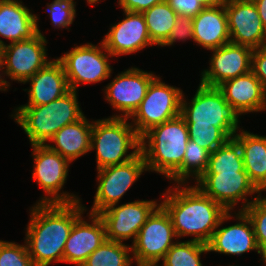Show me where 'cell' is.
I'll list each match as a JSON object with an SVG mask.
<instances>
[{
	"label": "cell",
	"mask_w": 266,
	"mask_h": 266,
	"mask_svg": "<svg viewBox=\"0 0 266 266\" xmlns=\"http://www.w3.org/2000/svg\"><path fill=\"white\" fill-rule=\"evenodd\" d=\"M85 206L75 203H36L31 208L25 243L35 266L63 262L65 244Z\"/></svg>",
	"instance_id": "obj_1"
},
{
	"label": "cell",
	"mask_w": 266,
	"mask_h": 266,
	"mask_svg": "<svg viewBox=\"0 0 266 266\" xmlns=\"http://www.w3.org/2000/svg\"><path fill=\"white\" fill-rule=\"evenodd\" d=\"M185 185L168 188L160 204L170 215L177 239L194 236L191 240L207 244L228 211L196 185Z\"/></svg>",
	"instance_id": "obj_2"
},
{
	"label": "cell",
	"mask_w": 266,
	"mask_h": 266,
	"mask_svg": "<svg viewBox=\"0 0 266 266\" xmlns=\"http://www.w3.org/2000/svg\"><path fill=\"white\" fill-rule=\"evenodd\" d=\"M189 140L188 127L181 115L152 127L141 137L147 171L169 179L182 166Z\"/></svg>",
	"instance_id": "obj_3"
},
{
	"label": "cell",
	"mask_w": 266,
	"mask_h": 266,
	"mask_svg": "<svg viewBox=\"0 0 266 266\" xmlns=\"http://www.w3.org/2000/svg\"><path fill=\"white\" fill-rule=\"evenodd\" d=\"M11 115L29 138L32 145H46L62 127L81 119L77 91L69 90L62 97L39 106L16 107Z\"/></svg>",
	"instance_id": "obj_4"
},
{
	"label": "cell",
	"mask_w": 266,
	"mask_h": 266,
	"mask_svg": "<svg viewBox=\"0 0 266 266\" xmlns=\"http://www.w3.org/2000/svg\"><path fill=\"white\" fill-rule=\"evenodd\" d=\"M129 118H105L93 121L91 150H96L97 170L125 163L141 153V137ZM133 149L128 153V150Z\"/></svg>",
	"instance_id": "obj_5"
},
{
	"label": "cell",
	"mask_w": 266,
	"mask_h": 266,
	"mask_svg": "<svg viewBox=\"0 0 266 266\" xmlns=\"http://www.w3.org/2000/svg\"><path fill=\"white\" fill-rule=\"evenodd\" d=\"M183 93L181 116L187 125H213L219 127L230 139L238 132V115L231 109L217 87L199 84L191 102Z\"/></svg>",
	"instance_id": "obj_6"
},
{
	"label": "cell",
	"mask_w": 266,
	"mask_h": 266,
	"mask_svg": "<svg viewBox=\"0 0 266 266\" xmlns=\"http://www.w3.org/2000/svg\"><path fill=\"white\" fill-rule=\"evenodd\" d=\"M182 95L180 88L169 86L156 76L139 107L129 118L137 134L142 137L152 127L179 116Z\"/></svg>",
	"instance_id": "obj_7"
},
{
	"label": "cell",
	"mask_w": 266,
	"mask_h": 266,
	"mask_svg": "<svg viewBox=\"0 0 266 266\" xmlns=\"http://www.w3.org/2000/svg\"><path fill=\"white\" fill-rule=\"evenodd\" d=\"M99 44L101 45L87 43L75 46L57 58L63 65L69 89L77 91L80 84L101 82L111 76L113 69L108 59L112 55L102 41Z\"/></svg>",
	"instance_id": "obj_8"
},
{
	"label": "cell",
	"mask_w": 266,
	"mask_h": 266,
	"mask_svg": "<svg viewBox=\"0 0 266 266\" xmlns=\"http://www.w3.org/2000/svg\"><path fill=\"white\" fill-rule=\"evenodd\" d=\"M177 238L170 215L159 204L148 216L131 245L136 264H158Z\"/></svg>",
	"instance_id": "obj_9"
},
{
	"label": "cell",
	"mask_w": 266,
	"mask_h": 266,
	"mask_svg": "<svg viewBox=\"0 0 266 266\" xmlns=\"http://www.w3.org/2000/svg\"><path fill=\"white\" fill-rule=\"evenodd\" d=\"M32 148L35 164L33 165L32 178L47 194L44 197L41 196L37 203H75L80 201L81 199L74 194L60 192L67 180L71 162L51 150L47 145H32Z\"/></svg>",
	"instance_id": "obj_10"
},
{
	"label": "cell",
	"mask_w": 266,
	"mask_h": 266,
	"mask_svg": "<svg viewBox=\"0 0 266 266\" xmlns=\"http://www.w3.org/2000/svg\"><path fill=\"white\" fill-rule=\"evenodd\" d=\"M98 187L93 206L89 213L98 214L108 207L118 204L122 196L136 180L147 171L142 153L122 164L98 169Z\"/></svg>",
	"instance_id": "obj_11"
},
{
	"label": "cell",
	"mask_w": 266,
	"mask_h": 266,
	"mask_svg": "<svg viewBox=\"0 0 266 266\" xmlns=\"http://www.w3.org/2000/svg\"><path fill=\"white\" fill-rule=\"evenodd\" d=\"M47 40L38 28L32 39L12 42L1 47L3 73L12 81L24 83L51 60L47 59Z\"/></svg>",
	"instance_id": "obj_12"
},
{
	"label": "cell",
	"mask_w": 266,
	"mask_h": 266,
	"mask_svg": "<svg viewBox=\"0 0 266 266\" xmlns=\"http://www.w3.org/2000/svg\"><path fill=\"white\" fill-rule=\"evenodd\" d=\"M195 184L206 196L212 198L221 204L227 211H231L240 200H243L240 211L248 207L252 201H249L247 195L254 193L260 194V191L250 181L247 172H219V174H203Z\"/></svg>",
	"instance_id": "obj_13"
},
{
	"label": "cell",
	"mask_w": 266,
	"mask_h": 266,
	"mask_svg": "<svg viewBox=\"0 0 266 266\" xmlns=\"http://www.w3.org/2000/svg\"><path fill=\"white\" fill-rule=\"evenodd\" d=\"M158 205L154 200H135L119 206L114 204L98 213L105 226L106 239L123 243L132 238L133 244L148 216Z\"/></svg>",
	"instance_id": "obj_14"
},
{
	"label": "cell",
	"mask_w": 266,
	"mask_h": 266,
	"mask_svg": "<svg viewBox=\"0 0 266 266\" xmlns=\"http://www.w3.org/2000/svg\"><path fill=\"white\" fill-rule=\"evenodd\" d=\"M156 77L152 72L131 67L121 72L104 89L105 99L122 112L111 118H130L144 99L148 86Z\"/></svg>",
	"instance_id": "obj_15"
},
{
	"label": "cell",
	"mask_w": 266,
	"mask_h": 266,
	"mask_svg": "<svg viewBox=\"0 0 266 266\" xmlns=\"http://www.w3.org/2000/svg\"><path fill=\"white\" fill-rule=\"evenodd\" d=\"M211 51L210 67L201 72L200 84L218 87L251 71L253 49L229 42Z\"/></svg>",
	"instance_id": "obj_16"
},
{
	"label": "cell",
	"mask_w": 266,
	"mask_h": 266,
	"mask_svg": "<svg viewBox=\"0 0 266 266\" xmlns=\"http://www.w3.org/2000/svg\"><path fill=\"white\" fill-rule=\"evenodd\" d=\"M230 42L258 49L266 46V29L254 3L225 0Z\"/></svg>",
	"instance_id": "obj_17"
},
{
	"label": "cell",
	"mask_w": 266,
	"mask_h": 266,
	"mask_svg": "<svg viewBox=\"0 0 266 266\" xmlns=\"http://www.w3.org/2000/svg\"><path fill=\"white\" fill-rule=\"evenodd\" d=\"M125 18L111 26L102 43L114 57L135 53L147 46L155 45L148 34L142 13L123 11Z\"/></svg>",
	"instance_id": "obj_18"
},
{
	"label": "cell",
	"mask_w": 266,
	"mask_h": 266,
	"mask_svg": "<svg viewBox=\"0 0 266 266\" xmlns=\"http://www.w3.org/2000/svg\"><path fill=\"white\" fill-rule=\"evenodd\" d=\"M236 219L239 221L234 225L219 229L228 219L232 218L229 211L221 218L218 227L207 243L208 252H217L228 255H242L248 251L255 250L260 255L256 242L252 223L243 211H237Z\"/></svg>",
	"instance_id": "obj_19"
},
{
	"label": "cell",
	"mask_w": 266,
	"mask_h": 266,
	"mask_svg": "<svg viewBox=\"0 0 266 266\" xmlns=\"http://www.w3.org/2000/svg\"><path fill=\"white\" fill-rule=\"evenodd\" d=\"M91 224L82 218L75 220L65 244L63 262L81 266L106 239L105 226L98 214L90 213Z\"/></svg>",
	"instance_id": "obj_20"
},
{
	"label": "cell",
	"mask_w": 266,
	"mask_h": 266,
	"mask_svg": "<svg viewBox=\"0 0 266 266\" xmlns=\"http://www.w3.org/2000/svg\"><path fill=\"white\" fill-rule=\"evenodd\" d=\"M217 88L238 117L266 110V91L252 71L227 80Z\"/></svg>",
	"instance_id": "obj_21"
},
{
	"label": "cell",
	"mask_w": 266,
	"mask_h": 266,
	"mask_svg": "<svg viewBox=\"0 0 266 266\" xmlns=\"http://www.w3.org/2000/svg\"><path fill=\"white\" fill-rule=\"evenodd\" d=\"M27 82H30L31 86L29 90L24 91H28L29 102L21 106L46 105L70 90L63 65L57 58L51 60L23 84Z\"/></svg>",
	"instance_id": "obj_22"
},
{
	"label": "cell",
	"mask_w": 266,
	"mask_h": 266,
	"mask_svg": "<svg viewBox=\"0 0 266 266\" xmlns=\"http://www.w3.org/2000/svg\"><path fill=\"white\" fill-rule=\"evenodd\" d=\"M20 0H2L0 3V36L10 42L32 39L38 34V16L32 14ZM6 43L0 39V47Z\"/></svg>",
	"instance_id": "obj_23"
},
{
	"label": "cell",
	"mask_w": 266,
	"mask_h": 266,
	"mask_svg": "<svg viewBox=\"0 0 266 266\" xmlns=\"http://www.w3.org/2000/svg\"><path fill=\"white\" fill-rule=\"evenodd\" d=\"M193 41L212 50L230 42L224 2L205 7L193 18Z\"/></svg>",
	"instance_id": "obj_24"
},
{
	"label": "cell",
	"mask_w": 266,
	"mask_h": 266,
	"mask_svg": "<svg viewBox=\"0 0 266 266\" xmlns=\"http://www.w3.org/2000/svg\"><path fill=\"white\" fill-rule=\"evenodd\" d=\"M93 121L90 123L85 116L74 123L62 127L46 144L51 150L59 153L70 162L91 151V134Z\"/></svg>",
	"instance_id": "obj_25"
},
{
	"label": "cell",
	"mask_w": 266,
	"mask_h": 266,
	"mask_svg": "<svg viewBox=\"0 0 266 266\" xmlns=\"http://www.w3.org/2000/svg\"><path fill=\"white\" fill-rule=\"evenodd\" d=\"M239 132L233 136V139L241 148L244 169L250 181L260 191L266 184V136L243 129Z\"/></svg>",
	"instance_id": "obj_26"
},
{
	"label": "cell",
	"mask_w": 266,
	"mask_h": 266,
	"mask_svg": "<svg viewBox=\"0 0 266 266\" xmlns=\"http://www.w3.org/2000/svg\"><path fill=\"white\" fill-rule=\"evenodd\" d=\"M151 41L161 46L169 37L178 14L166 1L155 4L142 12Z\"/></svg>",
	"instance_id": "obj_27"
},
{
	"label": "cell",
	"mask_w": 266,
	"mask_h": 266,
	"mask_svg": "<svg viewBox=\"0 0 266 266\" xmlns=\"http://www.w3.org/2000/svg\"><path fill=\"white\" fill-rule=\"evenodd\" d=\"M219 172H246L239 144L232 138L209 155L204 174Z\"/></svg>",
	"instance_id": "obj_28"
},
{
	"label": "cell",
	"mask_w": 266,
	"mask_h": 266,
	"mask_svg": "<svg viewBox=\"0 0 266 266\" xmlns=\"http://www.w3.org/2000/svg\"><path fill=\"white\" fill-rule=\"evenodd\" d=\"M210 153L191 139L188 141L182 166L169 178L176 184H186L193 177L198 180L206 171ZM186 181V182H185Z\"/></svg>",
	"instance_id": "obj_29"
},
{
	"label": "cell",
	"mask_w": 266,
	"mask_h": 266,
	"mask_svg": "<svg viewBox=\"0 0 266 266\" xmlns=\"http://www.w3.org/2000/svg\"><path fill=\"white\" fill-rule=\"evenodd\" d=\"M131 245L106 240L81 266H131L134 262Z\"/></svg>",
	"instance_id": "obj_30"
},
{
	"label": "cell",
	"mask_w": 266,
	"mask_h": 266,
	"mask_svg": "<svg viewBox=\"0 0 266 266\" xmlns=\"http://www.w3.org/2000/svg\"><path fill=\"white\" fill-rule=\"evenodd\" d=\"M206 252L208 247L205 243L194 240L176 241L163 257L162 266H203L200 257Z\"/></svg>",
	"instance_id": "obj_31"
},
{
	"label": "cell",
	"mask_w": 266,
	"mask_h": 266,
	"mask_svg": "<svg viewBox=\"0 0 266 266\" xmlns=\"http://www.w3.org/2000/svg\"><path fill=\"white\" fill-rule=\"evenodd\" d=\"M250 219L258 249L266 265V199L260 194L253 202L242 210Z\"/></svg>",
	"instance_id": "obj_32"
},
{
	"label": "cell",
	"mask_w": 266,
	"mask_h": 266,
	"mask_svg": "<svg viewBox=\"0 0 266 266\" xmlns=\"http://www.w3.org/2000/svg\"><path fill=\"white\" fill-rule=\"evenodd\" d=\"M189 138L209 153L224 145L230 138L213 125H187Z\"/></svg>",
	"instance_id": "obj_33"
},
{
	"label": "cell",
	"mask_w": 266,
	"mask_h": 266,
	"mask_svg": "<svg viewBox=\"0 0 266 266\" xmlns=\"http://www.w3.org/2000/svg\"><path fill=\"white\" fill-rule=\"evenodd\" d=\"M0 266H35L24 245L0 240Z\"/></svg>",
	"instance_id": "obj_34"
},
{
	"label": "cell",
	"mask_w": 266,
	"mask_h": 266,
	"mask_svg": "<svg viewBox=\"0 0 266 266\" xmlns=\"http://www.w3.org/2000/svg\"><path fill=\"white\" fill-rule=\"evenodd\" d=\"M73 0H53L47 4L51 23L55 28H68L74 21L76 9Z\"/></svg>",
	"instance_id": "obj_35"
},
{
	"label": "cell",
	"mask_w": 266,
	"mask_h": 266,
	"mask_svg": "<svg viewBox=\"0 0 266 266\" xmlns=\"http://www.w3.org/2000/svg\"><path fill=\"white\" fill-rule=\"evenodd\" d=\"M193 18L190 16H178L174 26L172 27V31L168 37V39L161 45L171 46L176 41H186V39H194L193 36Z\"/></svg>",
	"instance_id": "obj_36"
},
{
	"label": "cell",
	"mask_w": 266,
	"mask_h": 266,
	"mask_svg": "<svg viewBox=\"0 0 266 266\" xmlns=\"http://www.w3.org/2000/svg\"><path fill=\"white\" fill-rule=\"evenodd\" d=\"M178 16L194 18L205 7L198 0H165Z\"/></svg>",
	"instance_id": "obj_37"
},
{
	"label": "cell",
	"mask_w": 266,
	"mask_h": 266,
	"mask_svg": "<svg viewBox=\"0 0 266 266\" xmlns=\"http://www.w3.org/2000/svg\"><path fill=\"white\" fill-rule=\"evenodd\" d=\"M251 71L266 91V46L253 50Z\"/></svg>",
	"instance_id": "obj_38"
},
{
	"label": "cell",
	"mask_w": 266,
	"mask_h": 266,
	"mask_svg": "<svg viewBox=\"0 0 266 266\" xmlns=\"http://www.w3.org/2000/svg\"><path fill=\"white\" fill-rule=\"evenodd\" d=\"M163 1L165 0H118V4L122 7L123 11L142 13L155 4Z\"/></svg>",
	"instance_id": "obj_39"
},
{
	"label": "cell",
	"mask_w": 266,
	"mask_h": 266,
	"mask_svg": "<svg viewBox=\"0 0 266 266\" xmlns=\"http://www.w3.org/2000/svg\"><path fill=\"white\" fill-rule=\"evenodd\" d=\"M254 4L257 7L262 24L266 29V0H258Z\"/></svg>",
	"instance_id": "obj_40"
},
{
	"label": "cell",
	"mask_w": 266,
	"mask_h": 266,
	"mask_svg": "<svg viewBox=\"0 0 266 266\" xmlns=\"http://www.w3.org/2000/svg\"><path fill=\"white\" fill-rule=\"evenodd\" d=\"M3 65H4L3 64V53H2V50L0 47V71H2V72L4 69ZM2 74L4 75V73L0 74V91H2V90L6 91L9 88L10 83L8 81H6L4 78H2V76H1Z\"/></svg>",
	"instance_id": "obj_41"
},
{
	"label": "cell",
	"mask_w": 266,
	"mask_h": 266,
	"mask_svg": "<svg viewBox=\"0 0 266 266\" xmlns=\"http://www.w3.org/2000/svg\"><path fill=\"white\" fill-rule=\"evenodd\" d=\"M204 7H212L225 2V0H198Z\"/></svg>",
	"instance_id": "obj_42"
},
{
	"label": "cell",
	"mask_w": 266,
	"mask_h": 266,
	"mask_svg": "<svg viewBox=\"0 0 266 266\" xmlns=\"http://www.w3.org/2000/svg\"><path fill=\"white\" fill-rule=\"evenodd\" d=\"M98 2H100V0H87V3L90 5L96 4Z\"/></svg>",
	"instance_id": "obj_43"
},
{
	"label": "cell",
	"mask_w": 266,
	"mask_h": 266,
	"mask_svg": "<svg viewBox=\"0 0 266 266\" xmlns=\"http://www.w3.org/2000/svg\"><path fill=\"white\" fill-rule=\"evenodd\" d=\"M235 1H240V2H248V3H255L258 0H235Z\"/></svg>",
	"instance_id": "obj_44"
},
{
	"label": "cell",
	"mask_w": 266,
	"mask_h": 266,
	"mask_svg": "<svg viewBox=\"0 0 266 266\" xmlns=\"http://www.w3.org/2000/svg\"><path fill=\"white\" fill-rule=\"evenodd\" d=\"M137 266H158V265L156 263V264H137Z\"/></svg>",
	"instance_id": "obj_45"
},
{
	"label": "cell",
	"mask_w": 266,
	"mask_h": 266,
	"mask_svg": "<svg viewBox=\"0 0 266 266\" xmlns=\"http://www.w3.org/2000/svg\"><path fill=\"white\" fill-rule=\"evenodd\" d=\"M266 190V184L263 186V188L260 190V194H261V191H265ZM264 199H266V197H263Z\"/></svg>",
	"instance_id": "obj_46"
}]
</instances>
